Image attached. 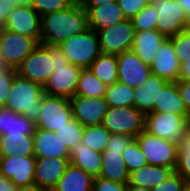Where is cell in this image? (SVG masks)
Segmentation results:
<instances>
[{"instance_id": "6da1fadb", "label": "cell", "mask_w": 190, "mask_h": 191, "mask_svg": "<svg viewBox=\"0 0 190 191\" xmlns=\"http://www.w3.org/2000/svg\"><path fill=\"white\" fill-rule=\"evenodd\" d=\"M40 44L60 45L88 29L87 12L80 5L47 13L41 17Z\"/></svg>"}, {"instance_id": "7a4b0ae2", "label": "cell", "mask_w": 190, "mask_h": 191, "mask_svg": "<svg viewBox=\"0 0 190 191\" xmlns=\"http://www.w3.org/2000/svg\"><path fill=\"white\" fill-rule=\"evenodd\" d=\"M43 94V86L17 74L12 82L5 107L36 123L41 112Z\"/></svg>"}, {"instance_id": "3957f363", "label": "cell", "mask_w": 190, "mask_h": 191, "mask_svg": "<svg viewBox=\"0 0 190 191\" xmlns=\"http://www.w3.org/2000/svg\"><path fill=\"white\" fill-rule=\"evenodd\" d=\"M59 47L69 64L82 69L89 68L91 63L102 53L98 33L90 28L71 36Z\"/></svg>"}, {"instance_id": "277c9868", "label": "cell", "mask_w": 190, "mask_h": 191, "mask_svg": "<svg viewBox=\"0 0 190 191\" xmlns=\"http://www.w3.org/2000/svg\"><path fill=\"white\" fill-rule=\"evenodd\" d=\"M135 140L149 165L171 167L175 171L178 157L177 144L153 136L145 130L140 132Z\"/></svg>"}, {"instance_id": "5b68a950", "label": "cell", "mask_w": 190, "mask_h": 191, "mask_svg": "<svg viewBox=\"0 0 190 191\" xmlns=\"http://www.w3.org/2000/svg\"><path fill=\"white\" fill-rule=\"evenodd\" d=\"M185 117L172 112H149L145 114V131L178 144L189 128Z\"/></svg>"}, {"instance_id": "8992f818", "label": "cell", "mask_w": 190, "mask_h": 191, "mask_svg": "<svg viewBox=\"0 0 190 191\" xmlns=\"http://www.w3.org/2000/svg\"><path fill=\"white\" fill-rule=\"evenodd\" d=\"M102 125L110 134H124L136 137L145 130V114L134 106L108 107Z\"/></svg>"}, {"instance_id": "52a82bcc", "label": "cell", "mask_w": 190, "mask_h": 191, "mask_svg": "<svg viewBox=\"0 0 190 191\" xmlns=\"http://www.w3.org/2000/svg\"><path fill=\"white\" fill-rule=\"evenodd\" d=\"M73 119L70 100L43 94L41 112L35 123L36 128L57 132Z\"/></svg>"}, {"instance_id": "ba28073f", "label": "cell", "mask_w": 190, "mask_h": 191, "mask_svg": "<svg viewBox=\"0 0 190 191\" xmlns=\"http://www.w3.org/2000/svg\"><path fill=\"white\" fill-rule=\"evenodd\" d=\"M38 44L34 38L0 27V56L9 68L17 69Z\"/></svg>"}, {"instance_id": "9c48e42d", "label": "cell", "mask_w": 190, "mask_h": 191, "mask_svg": "<svg viewBox=\"0 0 190 191\" xmlns=\"http://www.w3.org/2000/svg\"><path fill=\"white\" fill-rule=\"evenodd\" d=\"M152 4L158 11L156 30L166 38L189 29L190 21L177 0H153Z\"/></svg>"}, {"instance_id": "30bf717a", "label": "cell", "mask_w": 190, "mask_h": 191, "mask_svg": "<svg viewBox=\"0 0 190 191\" xmlns=\"http://www.w3.org/2000/svg\"><path fill=\"white\" fill-rule=\"evenodd\" d=\"M100 48L102 53L110 55H119L122 52L132 49L135 29L131 20L114 24L99 30L98 32Z\"/></svg>"}, {"instance_id": "8fae6325", "label": "cell", "mask_w": 190, "mask_h": 191, "mask_svg": "<svg viewBox=\"0 0 190 191\" xmlns=\"http://www.w3.org/2000/svg\"><path fill=\"white\" fill-rule=\"evenodd\" d=\"M53 66L54 56H50L49 52L38 44L16 71L20 77L44 86L54 71Z\"/></svg>"}, {"instance_id": "7c38bea8", "label": "cell", "mask_w": 190, "mask_h": 191, "mask_svg": "<svg viewBox=\"0 0 190 191\" xmlns=\"http://www.w3.org/2000/svg\"><path fill=\"white\" fill-rule=\"evenodd\" d=\"M53 69V73L43 86L44 94L68 99L76 95L82 68L68 64Z\"/></svg>"}, {"instance_id": "4fadbf2b", "label": "cell", "mask_w": 190, "mask_h": 191, "mask_svg": "<svg viewBox=\"0 0 190 191\" xmlns=\"http://www.w3.org/2000/svg\"><path fill=\"white\" fill-rule=\"evenodd\" d=\"M69 100L73 118L84 127L102 124L108 110V104L104 97L74 95Z\"/></svg>"}, {"instance_id": "5bb4252c", "label": "cell", "mask_w": 190, "mask_h": 191, "mask_svg": "<svg viewBox=\"0 0 190 191\" xmlns=\"http://www.w3.org/2000/svg\"><path fill=\"white\" fill-rule=\"evenodd\" d=\"M118 81L132 87L139 88L151 75L150 66L146 65L133 50L117 55Z\"/></svg>"}, {"instance_id": "9a60e30c", "label": "cell", "mask_w": 190, "mask_h": 191, "mask_svg": "<svg viewBox=\"0 0 190 191\" xmlns=\"http://www.w3.org/2000/svg\"><path fill=\"white\" fill-rule=\"evenodd\" d=\"M35 156L0 157V173L17 187L34 184Z\"/></svg>"}, {"instance_id": "2e32d148", "label": "cell", "mask_w": 190, "mask_h": 191, "mask_svg": "<svg viewBox=\"0 0 190 191\" xmlns=\"http://www.w3.org/2000/svg\"><path fill=\"white\" fill-rule=\"evenodd\" d=\"M41 16L31 7L16 5L3 28L34 38L40 44Z\"/></svg>"}, {"instance_id": "e0dca14e", "label": "cell", "mask_w": 190, "mask_h": 191, "mask_svg": "<svg viewBox=\"0 0 190 191\" xmlns=\"http://www.w3.org/2000/svg\"><path fill=\"white\" fill-rule=\"evenodd\" d=\"M69 165L70 159L36 157L35 184L46 191H52Z\"/></svg>"}, {"instance_id": "ac0fdd59", "label": "cell", "mask_w": 190, "mask_h": 191, "mask_svg": "<svg viewBox=\"0 0 190 191\" xmlns=\"http://www.w3.org/2000/svg\"><path fill=\"white\" fill-rule=\"evenodd\" d=\"M150 68L152 74L169 82H177L179 80L181 63L174 53V47L170 38H166L161 44Z\"/></svg>"}, {"instance_id": "d6986e66", "label": "cell", "mask_w": 190, "mask_h": 191, "mask_svg": "<svg viewBox=\"0 0 190 191\" xmlns=\"http://www.w3.org/2000/svg\"><path fill=\"white\" fill-rule=\"evenodd\" d=\"M34 156L70 159V151L54 131L35 128Z\"/></svg>"}, {"instance_id": "ffe728a7", "label": "cell", "mask_w": 190, "mask_h": 191, "mask_svg": "<svg viewBox=\"0 0 190 191\" xmlns=\"http://www.w3.org/2000/svg\"><path fill=\"white\" fill-rule=\"evenodd\" d=\"M83 8L87 12L88 28L96 32L126 19L118 2Z\"/></svg>"}, {"instance_id": "44dd1931", "label": "cell", "mask_w": 190, "mask_h": 191, "mask_svg": "<svg viewBox=\"0 0 190 191\" xmlns=\"http://www.w3.org/2000/svg\"><path fill=\"white\" fill-rule=\"evenodd\" d=\"M168 82V80L151 73L143 85L134 89L133 106L144 114L153 112L155 101H158L160 91Z\"/></svg>"}, {"instance_id": "7402d4cb", "label": "cell", "mask_w": 190, "mask_h": 191, "mask_svg": "<svg viewBox=\"0 0 190 191\" xmlns=\"http://www.w3.org/2000/svg\"><path fill=\"white\" fill-rule=\"evenodd\" d=\"M102 152L94 151L83 141H78L70 150V164L84 170L93 178L99 177L102 169Z\"/></svg>"}, {"instance_id": "603a6c76", "label": "cell", "mask_w": 190, "mask_h": 191, "mask_svg": "<svg viewBox=\"0 0 190 191\" xmlns=\"http://www.w3.org/2000/svg\"><path fill=\"white\" fill-rule=\"evenodd\" d=\"M165 39L166 37L157 30L135 31L131 50H133L146 65L150 66Z\"/></svg>"}, {"instance_id": "cb8c5ba5", "label": "cell", "mask_w": 190, "mask_h": 191, "mask_svg": "<svg viewBox=\"0 0 190 191\" xmlns=\"http://www.w3.org/2000/svg\"><path fill=\"white\" fill-rule=\"evenodd\" d=\"M174 170L171 167L145 165L129 174L127 185L142 186L152 189L166 180Z\"/></svg>"}, {"instance_id": "d4e9b609", "label": "cell", "mask_w": 190, "mask_h": 191, "mask_svg": "<svg viewBox=\"0 0 190 191\" xmlns=\"http://www.w3.org/2000/svg\"><path fill=\"white\" fill-rule=\"evenodd\" d=\"M35 123L25 116L10 111L5 106L0 107L1 135H30L35 132Z\"/></svg>"}, {"instance_id": "484cf974", "label": "cell", "mask_w": 190, "mask_h": 191, "mask_svg": "<svg viewBox=\"0 0 190 191\" xmlns=\"http://www.w3.org/2000/svg\"><path fill=\"white\" fill-rule=\"evenodd\" d=\"M153 111L172 112L188 119V112L180 97L177 82H168L160 91L158 101H155Z\"/></svg>"}, {"instance_id": "4316f807", "label": "cell", "mask_w": 190, "mask_h": 191, "mask_svg": "<svg viewBox=\"0 0 190 191\" xmlns=\"http://www.w3.org/2000/svg\"><path fill=\"white\" fill-rule=\"evenodd\" d=\"M101 160L102 169L99 177L118 183L129 182V172L121 152L103 151Z\"/></svg>"}, {"instance_id": "83f0119b", "label": "cell", "mask_w": 190, "mask_h": 191, "mask_svg": "<svg viewBox=\"0 0 190 191\" xmlns=\"http://www.w3.org/2000/svg\"><path fill=\"white\" fill-rule=\"evenodd\" d=\"M93 179L84 170L70 164L52 191H92Z\"/></svg>"}, {"instance_id": "f1b7e54d", "label": "cell", "mask_w": 190, "mask_h": 191, "mask_svg": "<svg viewBox=\"0 0 190 191\" xmlns=\"http://www.w3.org/2000/svg\"><path fill=\"white\" fill-rule=\"evenodd\" d=\"M34 156V137L30 135H3L0 157Z\"/></svg>"}, {"instance_id": "f546056e", "label": "cell", "mask_w": 190, "mask_h": 191, "mask_svg": "<svg viewBox=\"0 0 190 191\" xmlns=\"http://www.w3.org/2000/svg\"><path fill=\"white\" fill-rule=\"evenodd\" d=\"M117 56L101 53L90 65V71L105 85L110 86L118 81Z\"/></svg>"}, {"instance_id": "4dcf8cb0", "label": "cell", "mask_w": 190, "mask_h": 191, "mask_svg": "<svg viewBox=\"0 0 190 191\" xmlns=\"http://www.w3.org/2000/svg\"><path fill=\"white\" fill-rule=\"evenodd\" d=\"M106 89L107 85L99 80L89 68L82 69L76 95L82 97H104Z\"/></svg>"}, {"instance_id": "1f68e13d", "label": "cell", "mask_w": 190, "mask_h": 191, "mask_svg": "<svg viewBox=\"0 0 190 191\" xmlns=\"http://www.w3.org/2000/svg\"><path fill=\"white\" fill-rule=\"evenodd\" d=\"M105 101L108 107H128L134 103V88L119 81L107 86Z\"/></svg>"}, {"instance_id": "d6a6232c", "label": "cell", "mask_w": 190, "mask_h": 191, "mask_svg": "<svg viewBox=\"0 0 190 191\" xmlns=\"http://www.w3.org/2000/svg\"><path fill=\"white\" fill-rule=\"evenodd\" d=\"M177 165L175 171L190 186V127L177 144Z\"/></svg>"}, {"instance_id": "836d02e7", "label": "cell", "mask_w": 190, "mask_h": 191, "mask_svg": "<svg viewBox=\"0 0 190 191\" xmlns=\"http://www.w3.org/2000/svg\"><path fill=\"white\" fill-rule=\"evenodd\" d=\"M109 136L110 132L102 124L85 126L82 141L92 150L103 152L106 149Z\"/></svg>"}, {"instance_id": "e575fe53", "label": "cell", "mask_w": 190, "mask_h": 191, "mask_svg": "<svg viewBox=\"0 0 190 191\" xmlns=\"http://www.w3.org/2000/svg\"><path fill=\"white\" fill-rule=\"evenodd\" d=\"M157 18L158 11L152 3H149L131 19V23L135 31L156 30Z\"/></svg>"}, {"instance_id": "d590c367", "label": "cell", "mask_w": 190, "mask_h": 191, "mask_svg": "<svg viewBox=\"0 0 190 191\" xmlns=\"http://www.w3.org/2000/svg\"><path fill=\"white\" fill-rule=\"evenodd\" d=\"M83 132L84 126L73 118L60 128L56 134L70 151L78 141L82 140Z\"/></svg>"}, {"instance_id": "8d00e7d4", "label": "cell", "mask_w": 190, "mask_h": 191, "mask_svg": "<svg viewBox=\"0 0 190 191\" xmlns=\"http://www.w3.org/2000/svg\"><path fill=\"white\" fill-rule=\"evenodd\" d=\"M122 159L125 162L129 174L148 164L135 139L124 149Z\"/></svg>"}, {"instance_id": "74e56055", "label": "cell", "mask_w": 190, "mask_h": 191, "mask_svg": "<svg viewBox=\"0 0 190 191\" xmlns=\"http://www.w3.org/2000/svg\"><path fill=\"white\" fill-rule=\"evenodd\" d=\"M170 39L174 47V53L182 64L185 62V58L190 57V29L179 32Z\"/></svg>"}, {"instance_id": "f35d334b", "label": "cell", "mask_w": 190, "mask_h": 191, "mask_svg": "<svg viewBox=\"0 0 190 191\" xmlns=\"http://www.w3.org/2000/svg\"><path fill=\"white\" fill-rule=\"evenodd\" d=\"M72 4L69 0H32V8L42 17L43 15L63 10Z\"/></svg>"}, {"instance_id": "ab89813d", "label": "cell", "mask_w": 190, "mask_h": 191, "mask_svg": "<svg viewBox=\"0 0 190 191\" xmlns=\"http://www.w3.org/2000/svg\"><path fill=\"white\" fill-rule=\"evenodd\" d=\"M16 75V69L9 67H6L2 72H0V107L6 105L9 98L12 82Z\"/></svg>"}, {"instance_id": "60d3db41", "label": "cell", "mask_w": 190, "mask_h": 191, "mask_svg": "<svg viewBox=\"0 0 190 191\" xmlns=\"http://www.w3.org/2000/svg\"><path fill=\"white\" fill-rule=\"evenodd\" d=\"M126 19L131 20L149 3L146 0H117Z\"/></svg>"}, {"instance_id": "b9f144b4", "label": "cell", "mask_w": 190, "mask_h": 191, "mask_svg": "<svg viewBox=\"0 0 190 191\" xmlns=\"http://www.w3.org/2000/svg\"><path fill=\"white\" fill-rule=\"evenodd\" d=\"M185 186L183 178L174 171L166 180L152 188V191H182Z\"/></svg>"}, {"instance_id": "7bdbcfd3", "label": "cell", "mask_w": 190, "mask_h": 191, "mask_svg": "<svg viewBox=\"0 0 190 191\" xmlns=\"http://www.w3.org/2000/svg\"><path fill=\"white\" fill-rule=\"evenodd\" d=\"M134 137L124 134H110L104 151H115L123 153L124 149L134 140Z\"/></svg>"}, {"instance_id": "ee69618b", "label": "cell", "mask_w": 190, "mask_h": 191, "mask_svg": "<svg viewBox=\"0 0 190 191\" xmlns=\"http://www.w3.org/2000/svg\"><path fill=\"white\" fill-rule=\"evenodd\" d=\"M128 183H118L111 180L95 177L92 191H126Z\"/></svg>"}, {"instance_id": "f6af8a7d", "label": "cell", "mask_w": 190, "mask_h": 191, "mask_svg": "<svg viewBox=\"0 0 190 191\" xmlns=\"http://www.w3.org/2000/svg\"><path fill=\"white\" fill-rule=\"evenodd\" d=\"M41 45L49 52L50 56H54L53 68H57L59 66H67L69 64L59 45Z\"/></svg>"}, {"instance_id": "bcb514c9", "label": "cell", "mask_w": 190, "mask_h": 191, "mask_svg": "<svg viewBox=\"0 0 190 191\" xmlns=\"http://www.w3.org/2000/svg\"><path fill=\"white\" fill-rule=\"evenodd\" d=\"M178 91L187 112H190V80H178Z\"/></svg>"}, {"instance_id": "7dc6e473", "label": "cell", "mask_w": 190, "mask_h": 191, "mask_svg": "<svg viewBox=\"0 0 190 191\" xmlns=\"http://www.w3.org/2000/svg\"><path fill=\"white\" fill-rule=\"evenodd\" d=\"M15 6V4L0 1V27L5 25L8 16Z\"/></svg>"}, {"instance_id": "c3c4849f", "label": "cell", "mask_w": 190, "mask_h": 191, "mask_svg": "<svg viewBox=\"0 0 190 191\" xmlns=\"http://www.w3.org/2000/svg\"><path fill=\"white\" fill-rule=\"evenodd\" d=\"M18 187L0 173V191H17Z\"/></svg>"}, {"instance_id": "681fc988", "label": "cell", "mask_w": 190, "mask_h": 191, "mask_svg": "<svg viewBox=\"0 0 190 191\" xmlns=\"http://www.w3.org/2000/svg\"><path fill=\"white\" fill-rule=\"evenodd\" d=\"M179 80H190V57L181 64Z\"/></svg>"}, {"instance_id": "f907efd6", "label": "cell", "mask_w": 190, "mask_h": 191, "mask_svg": "<svg viewBox=\"0 0 190 191\" xmlns=\"http://www.w3.org/2000/svg\"><path fill=\"white\" fill-rule=\"evenodd\" d=\"M112 2H117V0H84L82 7H94L102 4H109Z\"/></svg>"}, {"instance_id": "816d5d0a", "label": "cell", "mask_w": 190, "mask_h": 191, "mask_svg": "<svg viewBox=\"0 0 190 191\" xmlns=\"http://www.w3.org/2000/svg\"><path fill=\"white\" fill-rule=\"evenodd\" d=\"M180 6L183 8L185 12V16L190 21V0H177Z\"/></svg>"}, {"instance_id": "f5cc1de1", "label": "cell", "mask_w": 190, "mask_h": 191, "mask_svg": "<svg viewBox=\"0 0 190 191\" xmlns=\"http://www.w3.org/2000/svg\"><path fill=\"white\" fill-rule=\"evenodd\" d=\"M2 2H9L18 6L29 7L32 6V0H0Z\"/></svg>"}, {"instance_id": "db71d44e", "label": "cell", "mask_w": 190, "mask_h": 191, "mask_svg": "<svg viewBox=\"0 0 190 191\" xmlns=\"http://www.w3.org/2000/svg\"><path fill=\"white\" fill-rule=\"evenodd\" d=\"M17 191H46V190L42 189L41 187H39L34 183L28 186L18 187Z\"/></svg>"}, {"instance_id": "11a10c76", "label": "cell", "mask_w": 190, "mask_h": 191, "mask_svg": "<svg viewBox=\"0 0 190 191\" xmlns=\"http://www.w3.org/2000/svg\"><path fill=\"white\" fill-rule=\"evenodd\" d=\"M126 191H152V189L144 188L142 186L127 185Z\"/></svg>"}, {"instance_id": "9f6ffc18", "label": "cell", "mask_w": 190, "mask_h": 191, "mask_svg": "<svg viewBox=\"0 0 190 191\" xmlns=\"http://www.w3.org/2000/svg\"><path fill=\"white\" fill-rule=\"evenodd\" d=\"M71 4L73 5H82L84 0H69Z\"/></svg>"}, {"instance_id": "6f0895ef", "label": "cell", "mask_w": 190, "mask_h": 191, "mask_svg": "<svg viewBox=\"0 0 190 191\" xmlns=\"http://www.w3.org/2000/svg\"><path fill=\"white\" fill-rule=\"evenodd\" d=\"M7 66L5 65L2 57L0 56V72H2Z\"/></svg>"}, {"instance_id": "680465c9", "label": "cell", "mask_w": 190, "mask_h": 191, "mask_svg": "<svg viewBox=\"0 0 190 191\" xmlns=\"http://www.w3.org/2000/svg\"><path fill=\"white\" fill-rule=\"evenodd\" d=\"M182 191H190V186L189 185H186Z\"/></svg>"}, {"instance_id": "91938a15", "label": "cell", "mask_w": 190, "mask_h": 191, "mask_svg": "<svg viewBox=\"0 0 190 191\" xmlns=\"http://www.w3.org/2000/svg\"><path fill=\"white\" fill-rule=\"evenodd\" d=\"M188 122H189V126H190V112H189V114H188Z\"/></svg>"}, {"instance_id": "94428289", "label": "cell", "mask_w": 190, "mask_h": 191, "mask_svg": "<svg viewBox=\"0 0 190 191\" xmlns=\"http://www.w3.org/2000/svg\"><path fill=\"white\" fill-rule=\"evenodd\" d=\"M148 3H152L153 2V0H146Z\"/></svg>"}]
</instances>
